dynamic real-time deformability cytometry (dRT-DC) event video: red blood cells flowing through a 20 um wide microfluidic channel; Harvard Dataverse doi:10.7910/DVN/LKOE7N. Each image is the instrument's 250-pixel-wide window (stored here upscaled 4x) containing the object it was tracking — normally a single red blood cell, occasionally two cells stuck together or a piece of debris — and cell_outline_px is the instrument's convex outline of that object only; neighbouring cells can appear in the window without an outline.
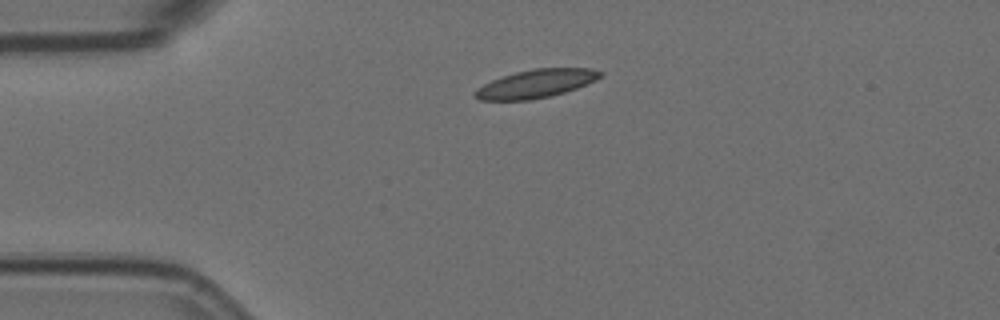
{"species": "Egyptian fruit bat (a non-hibernating species)", "species_latin": "Rousettus aegyptiacus", "temperature_condition": "room temperature", "stored_images_in_passage": 2, "camera_frame_rate_fps": 3000, "um_per_image_px": 0.085, "animal": {"sex": "female"}, "frame": {"image": 1, "passage_image": 1, "time_ms": 0.0, "image_size_px": [1000, 320], "cell_outline_px": [[604, 76], [596, 80], [576, 88], [564, 92], [548, 96], [528, 100], [480, 100], [472, 96], [472, 92], [476, 88], [492, 80], [516, 72], [532, 68], [592, 68], [604, 72]], "centroid_in_image_um": [45.56, 7.1], "position_along_channel_um": 39.4, "area_um2": 20.69}}